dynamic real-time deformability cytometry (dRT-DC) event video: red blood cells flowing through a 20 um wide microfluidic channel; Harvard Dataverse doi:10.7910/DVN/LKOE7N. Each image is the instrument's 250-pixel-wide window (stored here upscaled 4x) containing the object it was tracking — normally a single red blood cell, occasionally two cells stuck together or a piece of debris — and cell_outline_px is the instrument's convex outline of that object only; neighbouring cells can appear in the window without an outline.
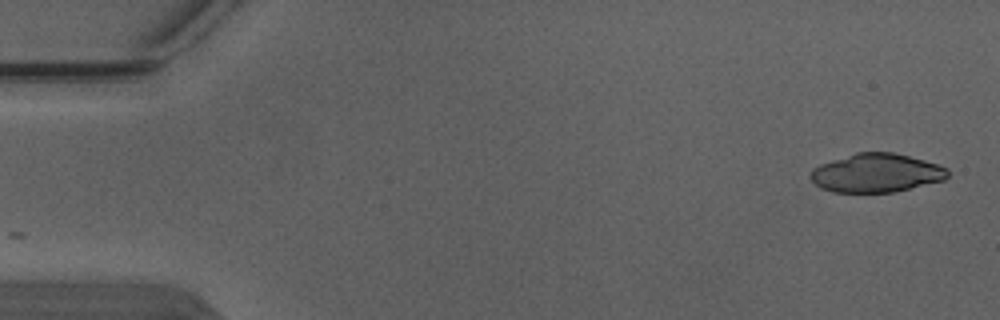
{"species": "Egyptian fruit bat (a non-hibernating species)", "species_latin": "Rousettus aegyptiacus", "temperature_condition": "warm", "stored_images_in_passage": 6, "camera_frame_rate_fps": 3000, "um_per_image_px": 0.085, "animal": {"sex": "male"}, "frame": {"image": 1, "passage_image": 1, "time_ms": 0.0, "image_size_px": [1000, 320], "cell_outline_px": [[948, 176], [944, 180], [892, 192], [832, 192], [820, 188], [808, 176], [812, 168], [820, 164], [856, 152], [892, 152], [924, 160], [948, 168]], "centroid_in_image_um": [74.45, 14.7], "position_along_channel_um": 10.6, "area_um2": 30.81}}
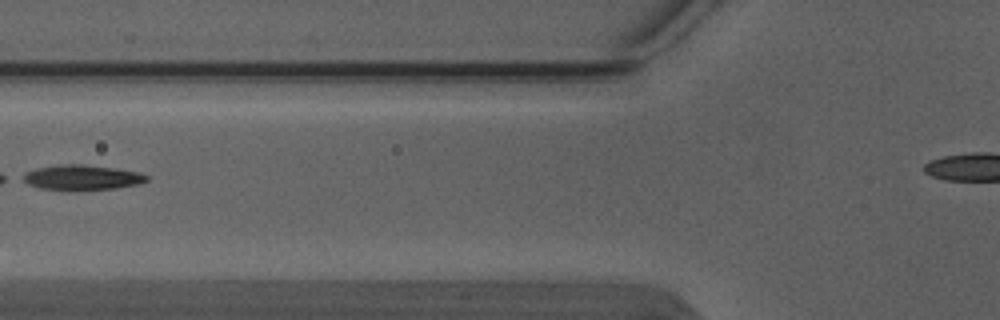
{"frame": {"image": 2, "passage_image": 6, "time_ms": 1.667, "image_size_px": [1000, 320], "cell_outline_px": [[148, 180], [140, 184], [116, 188], [72, 192], [40, 188], [28, 184], [20, 180], [16, 176], [24, 172], [36, 168], [60, 164], [84, 164], [112, 168], [136, 172], [148, 176]], "centroid_in_image_um": [6.85, 15.11], "position_along_channel_um": 119.0, "area_um2": 18.73}}